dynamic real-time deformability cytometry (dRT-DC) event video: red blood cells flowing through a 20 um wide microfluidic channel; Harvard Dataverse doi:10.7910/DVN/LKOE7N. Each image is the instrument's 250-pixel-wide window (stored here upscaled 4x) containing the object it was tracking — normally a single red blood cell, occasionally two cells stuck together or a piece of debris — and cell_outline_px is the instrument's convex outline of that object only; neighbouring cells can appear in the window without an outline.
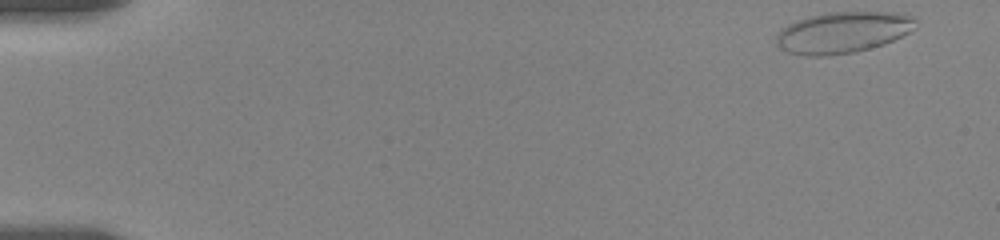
{"species": "human", "species_latin": "Homo sapiens", "temperature_condition": "room temperature", "stored_images_in_passage": 56, "camera_frame_rate_fps": 3000, "um_per_image_px": 0.085, "donor": {"sex": "female"}, "frame": {"image": 1, "passage_image": 1, "time_ms": 0.0, "image_size_px": [1000, 240], "cell_outline_px": [[916, 28], [884, 44], [856, 52], [824, 56], [808, 56], [788, 52], [780, 48], [776, 44], [776, 36], [780, 28], [788, 24], [808, 16], [828, 12], [896, 12], [908, 16], [916, 20]], "centroid_in_image_um": [71.6, 2.76], "position_along_channel_um": 13.4, "area_um2": 33.52}}
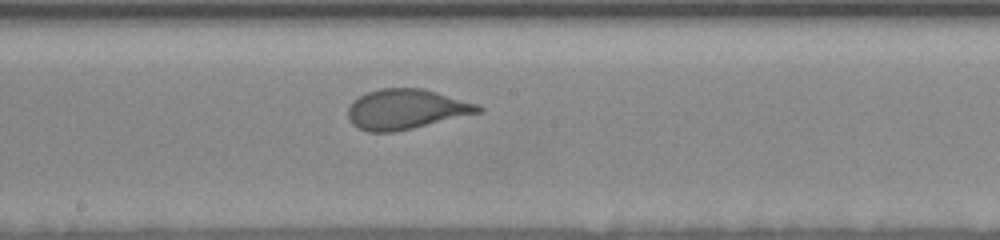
{"frame": {"image": 2, "passage_image": 30, "time_ms": 9.667, "image_size_px": [1000, 240], "cell_outline_px": [[484, 112], [396, 132], [368, 132], [352, 124], [348, 116], [348, 108], [352, 100], [368, 92], [380, 88], [424, 88], [480, 104], [484, 108]], "centroid_in_image_um": [34.57, 9.28], "position_along_channel_um": 213.6, "area_um2": 30.75}}
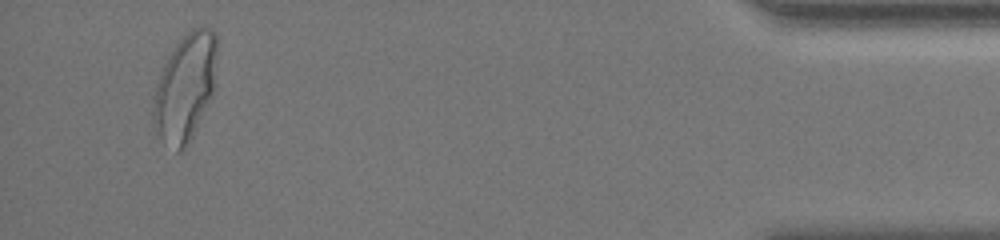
{"frame": {"image": 3, "passage_image": 53, "time_ms": 17.333, "image_size_px": [1000, 240], "cell_outline_px": [[216, 88], [192, 136], [184, 148], [180, 152], [176, 152], [160, 136], [156, 128], [152, 116], [152, 100], [156, 84], [160, 72], [168, 56], [176, 44], [192, 28], [200, 24], [208, 24], [216, 32]], "centroid_in_image_um": [15.77, 7.35], "position_along_channel_um": 419.4, "area_um2": 40.17}, "authors_computed_cell_mechanics": {"area_um2": 32.2235, "velocity_mm_per_s": 3.5032, "shape_relaxation_time_tau1_ms": 3.9851, "shape_relaxation_time_tau2_ms": null, "deformation_change_tau1": 0.1743, "deformation_change_tau2": null}}